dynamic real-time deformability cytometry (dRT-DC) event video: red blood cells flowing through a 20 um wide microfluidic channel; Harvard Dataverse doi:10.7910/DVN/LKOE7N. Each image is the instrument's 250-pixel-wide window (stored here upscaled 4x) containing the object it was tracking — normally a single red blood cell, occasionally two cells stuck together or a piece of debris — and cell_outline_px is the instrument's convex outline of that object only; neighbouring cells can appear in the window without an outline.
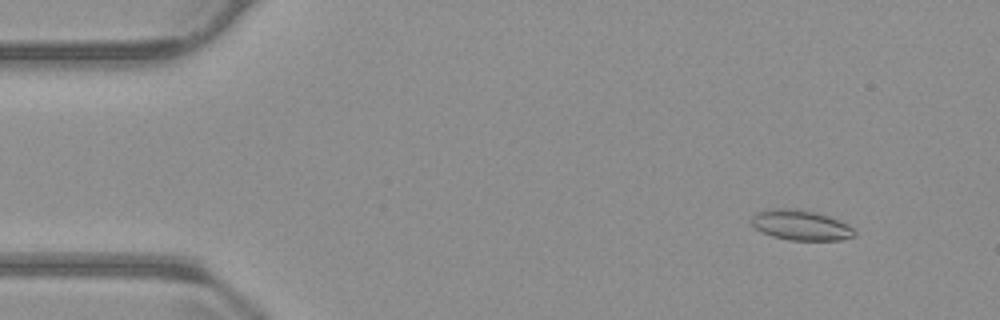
{"species": "common noctule bat (a hibernating species)", "species_latin": "Nyctalus noctula", "temperature_condition": "warm", "stored_images_in_passage": 56, "camera_frame_rate_fps": 3000, "um_per_image_px": 0.085, "animal": {"sex": "male", "body_mass_g": 23.1, "forearm_length_mm": 52.7}, "frame": {"image": 1, "passage_image": 6, "time_ms": 1.667, "image_size_px": [1000, 320], "cell_outline_px": [[856, 236], [840, 240], [788, 240], [772, 236], [760, 232], [752, 224], [752, 216], [756, 212], [764, 208], [796, 208], [816, 212], [828, 216], [848, 224], [856, 232]], "centroid_in_image_um": [68.04, 19.12], "position_along_channel_um": 17.0, "area_um2": 18.38}}
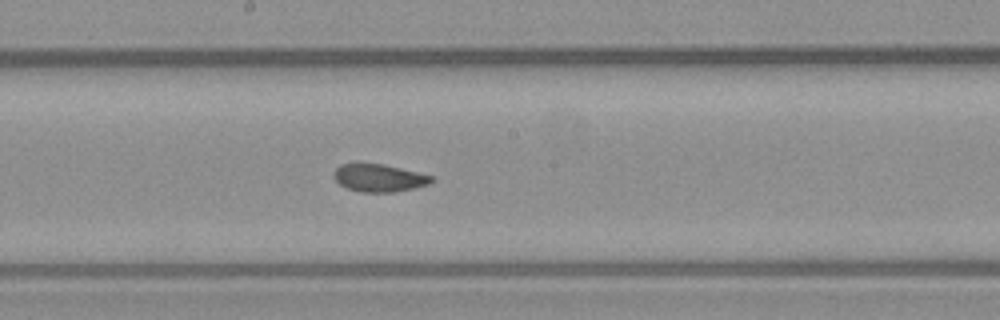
{"frame": {"image": 2, "passage_image": 30, "time_ms": 9.667, "image_size_px": [1000, 320], "cell_outline_px": [[432, 180], [428, 184], [416, 188], [392, 192], [360, 192], [348, 188], [340, 184], [332, 176], [332, 172], [340, 164], [356, 160], [384, 164], [432, 176]], "centroid_in_image_um": [32.12, 15.08], "position_along_channel_um": 216.1, "area_um2": 16.18}}
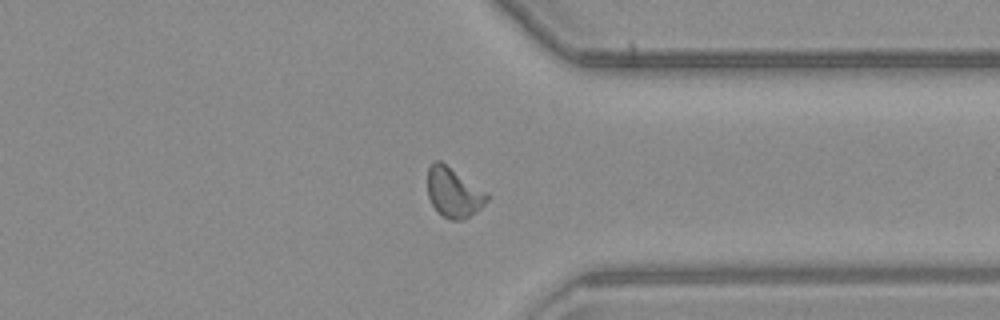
{"frame": {"image": 3, "passage_image": 43, "time_ms": 14.0, "image_size_px": [1000, 320], "cell_outline_px": [[492, 196], [480, 208], [468, 216], [460, 220], [452, 220], [444, 216], [432, 204], [428, 196], [428, 168], [436, 160], [440, 160], [488, 192]], "centroid_in_image_um": [38.59, 16.33], "position_along_channel_um": 372.8, "area_um2": 17.05}, "authors_computed_cell_mechanics": {"area_um2": 16.8776, "velocity_mm_per_s": 3.7127, "shape_relaxation_time_tau1_ms": null, "shape_relaxation_time_tau2_ms": 1.6904, "deformation_change_tau1": null, "deformation_change_tau2": 0.056}}